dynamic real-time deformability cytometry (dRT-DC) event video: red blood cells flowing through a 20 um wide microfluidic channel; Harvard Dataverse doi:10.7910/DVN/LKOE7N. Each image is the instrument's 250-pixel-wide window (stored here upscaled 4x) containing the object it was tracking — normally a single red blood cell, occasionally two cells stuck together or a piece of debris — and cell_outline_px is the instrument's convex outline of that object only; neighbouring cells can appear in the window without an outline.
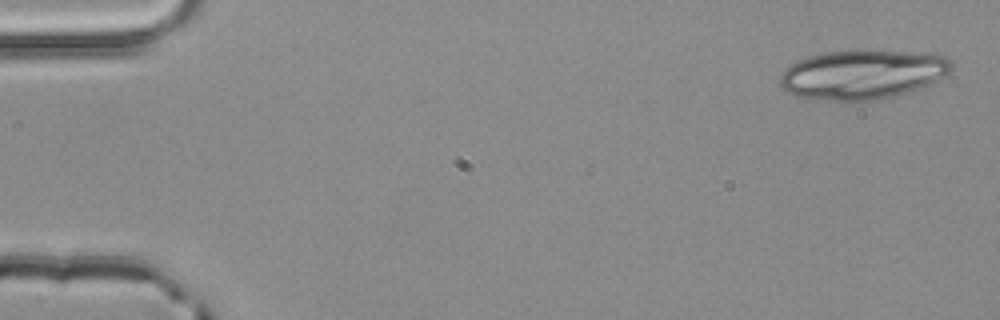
{"species": "common noctule bat (a hibernating species)", "species_latin": "Nyctalus noctula", "temperature_condition": "room temperature", "stored_images_in_passage": 4, "camera_frame_rate_fps": 3000, "um_per_image_px": 0.085, "animal": {"sex": "male", "body_mass_g": 20.4}, "frame": {"image": 1, "passage_image": 1, "time_ms": 0.0, "image_size_px": [1000, 320], "cell_outline_px": [[956, 64], [952, 72], [924, 88], [876, 100], [808, 100], [784, 92], [780, 84], [780, 76], [784, 68], [808, 56], [824, 52], [932, 52], [948, 56]], "centroid_in_image_um": [73.38, 6.35], "position_along_channel_um": 11.6, "area_um2": 49.71}}